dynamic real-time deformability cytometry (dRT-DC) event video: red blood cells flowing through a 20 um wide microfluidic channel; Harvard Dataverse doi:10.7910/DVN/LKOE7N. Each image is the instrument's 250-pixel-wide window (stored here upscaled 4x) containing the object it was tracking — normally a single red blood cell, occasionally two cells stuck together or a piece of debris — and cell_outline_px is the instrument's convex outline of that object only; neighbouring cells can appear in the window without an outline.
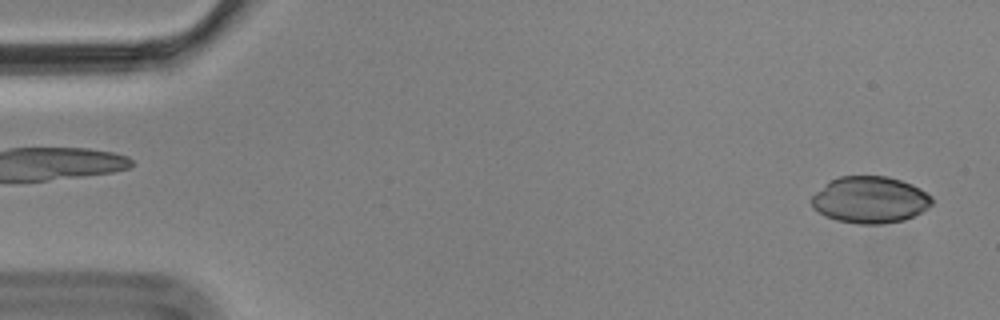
{"species": "Egyptian fruit bat (a non-hibernating species)", "species_latin": "Rousettus aegyptiacus", "temperature_condition": "cold", "stored_images_in_passage": 6, "segment_of_instrument_passage": [2, 2], "camera_frame_rate_fps": 3000, "um_per_image_px": 0.085, "animal": {"sex": "male"}, "frame": {"image": 1, "passage_image": 6, "time_ms": 1.667, "image_size_px": [1000, 320], "cell_outline_px": [[932, 204], [928, 208], [904, 220], [884, 224], [856, 224], [836, 220], [824, 216], [812, 208], [812, 196], [816, 192], [832, 180], [840, 176], [888, 176], [912, 184], [920, 188], [932, 196]], "centroid_in_image_um": [73.96, 16.99], "position_along_channel_um": 11.0, "area_um2": 32.77}}